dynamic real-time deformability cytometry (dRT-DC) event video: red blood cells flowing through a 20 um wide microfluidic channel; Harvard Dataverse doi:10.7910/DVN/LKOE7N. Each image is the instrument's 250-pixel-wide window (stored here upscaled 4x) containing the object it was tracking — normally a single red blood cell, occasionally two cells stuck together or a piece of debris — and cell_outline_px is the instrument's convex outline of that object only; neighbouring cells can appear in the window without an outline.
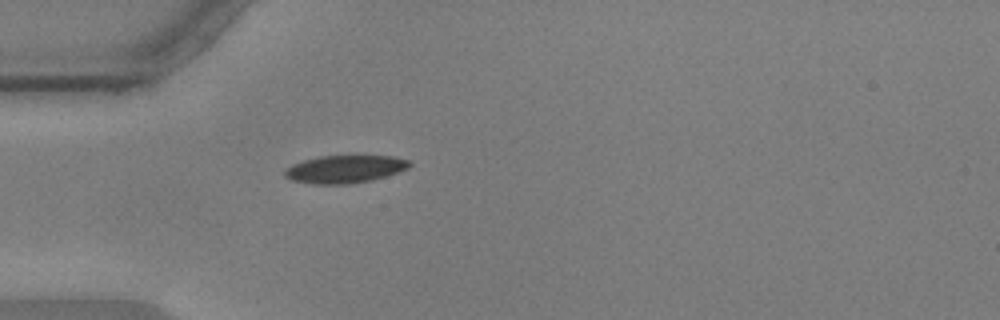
{"species": "common noctule bat (a hibernating species)", "species_latin": "Nyctalus noctula", "temperature_condition": "warm", "stored_images_in_passage": 41, "camera_frame_rate_fps": 3000, "um_per_image_px": 0.085, "animal": {"sex": "male", "body_mass_g": 17.9, "forearm_length_mm": 54.2}, "frame": {"image": 1, "passage_image": 1, "time_ms": 0.0, "image_size_px": [1000, 320], "cell_outline_px": [[412, 164], [408, 168], [372, 180], [348, 184], [312, 184], [292, 180], [284, 176], [284, 168], [292, 164], [304, 160], [320, 156], [352, 152], [392, 156], [408, 160]], "centroid_in_image_um": [29.31, 14.31], "position_along_channel_um": 55.7, "area_um2": 21.1}}
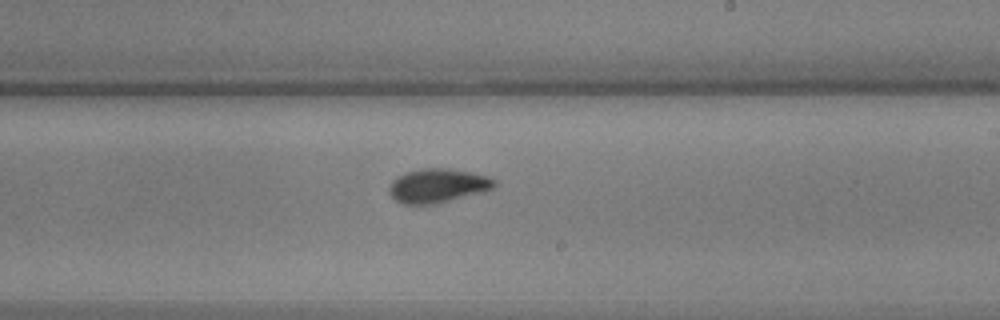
{"frame": {"image": 2, "passage_image": 18, "time_ms": 5.667, "image_size_px": [1000, 320], "cell_outline_px": [[496, 184], [492, 188], [484, 192], [436, 204], [404, 204], [396, 200], [388, 192], [388, 188], [392, 180], [404, 172], [420, 168], [448, 168], [472, 172], [488, 176], [496, 180]], "centroid_in_image_um": [37.2, 15.77], "position_along_channel_um": 251.8, "area_um2": 21.1}}
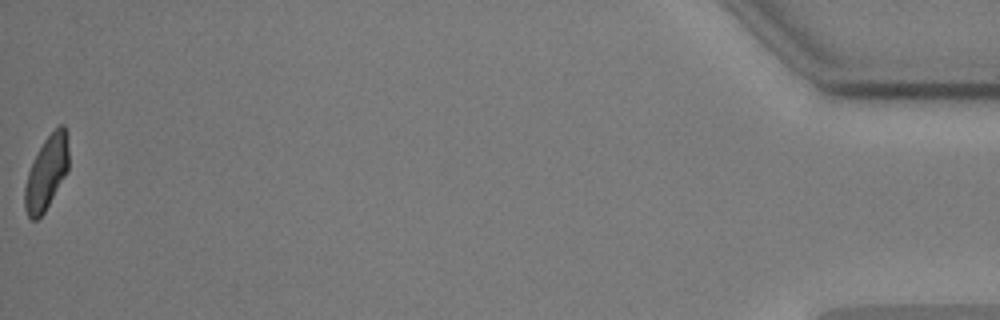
{"frame": {"image": 3, "passage_image": 41, "time_ms": 13.333, "image_size_px": [1000, 320], "cell_outline_px": [[68, 172], [44, 212], [36, 220], [32, 220], [28, 216], [24, 208], [24, 188], [28, 172], [44, 140], [60, 124], [64, 124], [68, 132]], "centroid_in_image_um": [3.97, 14.68], "position_along_channel_um": 431.2, "area_um2": 18.79}, "authors_computed_cell_mechanics": {"area_um2": 19.9988, "velocity_mm_per_s": 3.5656, "shape_relaxation_time_tau1_ms": 3.6215, "shape_relaxation_time_tau2_ms": 1.5361, "deformation_change_tau1": 0.1269, "deformation_change_tau2": 0.0484}}